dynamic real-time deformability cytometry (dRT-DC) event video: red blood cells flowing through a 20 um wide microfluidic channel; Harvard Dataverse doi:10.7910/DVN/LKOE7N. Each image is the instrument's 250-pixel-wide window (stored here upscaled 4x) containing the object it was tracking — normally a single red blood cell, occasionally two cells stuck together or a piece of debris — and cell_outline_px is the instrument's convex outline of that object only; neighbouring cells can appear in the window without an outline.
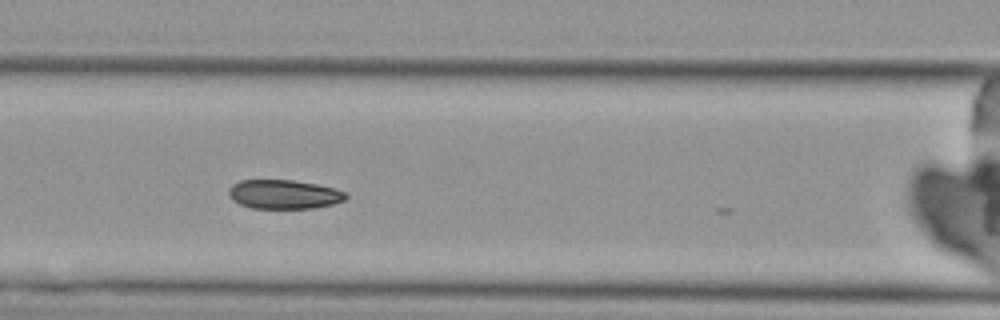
{"species": "Egyptian fruit bat (a non-hibernating species)", "species_latin": "Rousettus aegyptiacus", "temperature_condition": "cold", "stored_images_in_passage": 16, "camera_frame_rate_fps": 3000, "um_per_image_px": 0.085, "animal": {"sex": "female"}, "frame": {"image": 1, "passage_image": 9, "time_ms": 10.667, "image_size_px": [1000, 320], "cell_outline_px": [[348, 196], [344, 200], [332, 204], [312, 208], [252, 208], [240, 204], [232, 200], [228, 196], [228, 192], [232, 184], [240, 180], [292, 180], [316, 184], [332, 188], [344, 192]], "centroid_in_image_um": [24.09, 16.51], "position_along_channel_um": 142.5, "area_um2": 19.71}}
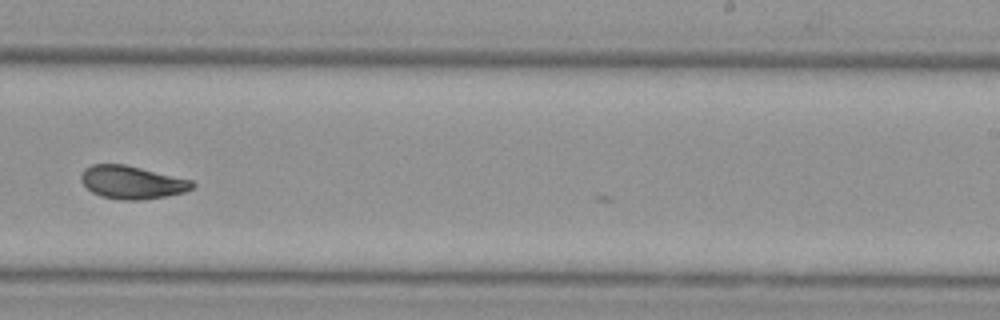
{"frame": {"image": 2, "passage_image": 12, "time_ms": 14.333, "image_size_px": [1000, 320], "cell_outline_px": [[196, 184], [192, 188], [184, 192], [164, 196], [140, 200], [124, 200], [100, 196], [92, 192], [80, 180], [80, 176], [84, 168], [92, 164], [124, 164], [192, 180]], "centroid_in_image_um": [11.19, 15.49], "position_along_channel_um": 277.8, "area_um2": 21.27}}
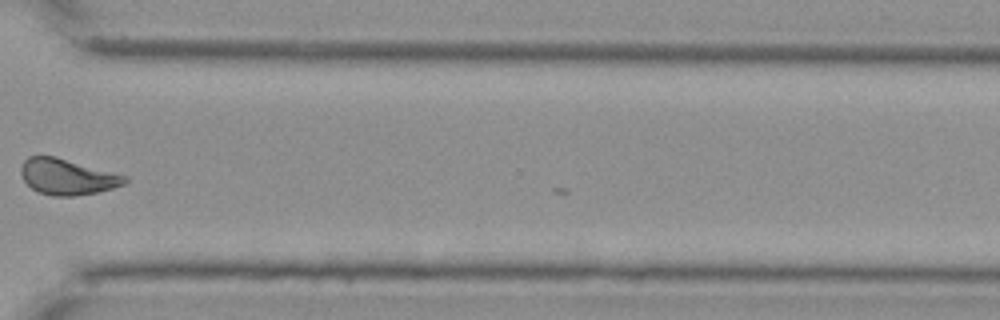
{"frame": {"image": 3, "passage_image": 14, "time_ms": 16.667, "image_size_px": [1000, 320], "cell_outline_px": [[128, 180], [124, 184], [100, 192], [76, 196], [52, 196], [36, 192], [24, 180], [20, 172], [20, 168], [24, 160], [28, 156], [56, 156], [128, 176]], "centroid_in_image_um": [5.72, 15.03], "position_along_channel_um": 364.9, "area_um2": 21.91}, "authors_computed_cell_mechanics": {"area_um2": 21.4727, "velocity_mm_per_s": 3.6959, "shape_relaxation_time_tau1_ms": null, "shape_relaxation_time_tau2_ms": 3.5056, "deformation_change_tau1": null, "deformation_change_tau2": 0.0624}}